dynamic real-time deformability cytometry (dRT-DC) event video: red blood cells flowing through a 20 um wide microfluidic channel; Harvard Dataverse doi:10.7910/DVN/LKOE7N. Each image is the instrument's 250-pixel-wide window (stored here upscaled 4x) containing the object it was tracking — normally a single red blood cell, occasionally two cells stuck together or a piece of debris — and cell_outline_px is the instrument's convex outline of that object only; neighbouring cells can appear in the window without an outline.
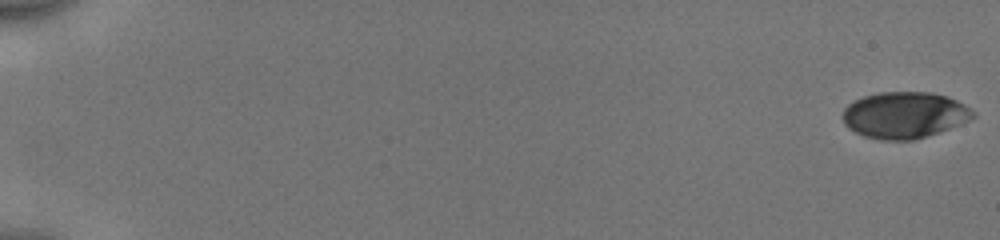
{"species": "human", "species_latin": "Homo sapiens", "temperature_condition": "cold", "stored_images_in_passage": 54, "camera_frame_rate_fps": 3000, "um_per_image_px": 0.085, "donor": {"sex": "male"}, "frame": {"image": 1, "passage_image": 1, "time_ms": 0.0, "image_size_px": [1000, 240], "cell_outline_px": [[976, 116], [960, 124], [940, 132], [912, 140], [880, 140], [864, 136], [848, 128], [844, 124], [844, 108], [848, 104], [864, 96], [880, 92], [932, 92], [948, 96], [964, 104], [976, 112]], "centroid_in_image_um": [76.9, 9.78], "position_along_channel_um": 8.1, "area_um2": 35.26}}
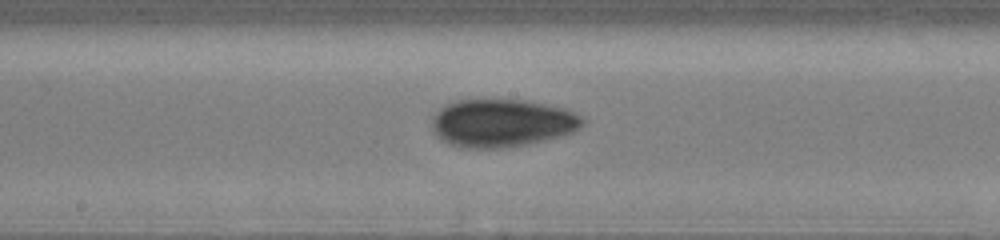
{"frame": {"image": 2, "passage_image": 31, "time_ms": 10.0, "image_size_px": [1000, 240], "cell_outline_px": [[584, 124], [580, 128], [572, 132], [560, 136], [528, 144], [500, 148], [460, 148], [448, 144], [440, 140], [432, 132], [432, 116], [444, 104], [456, 100], [524, 100], [564, 108], [584, 116]], "centroid_in_image_um": [42.63, 10.46], "position_along_channel_um": 205.6, "area_um2": 42.43}}
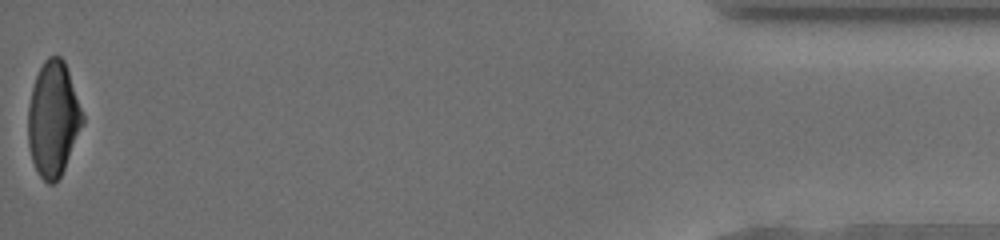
{"frame": {"image": 3, "passage_image": 54, "time_ms": 17.667, "image_size_px": [1000, 240], "cell_outline_px": [[84, 124], [64, 168], [60, 176], [52, 184], [48, 184], [40, 176], [32, 160], [28, 144], [28, 104], [32, 88], [36, 76], [44, 60], [48, 56], [60, 56], [64, 60], [84, 116]], "centroid_in_image_um": [4.52, 10.11], "position_along_channel_um": 430.7, "area_um2": 36.3}, "authors_computed_cell_mechanics": {"area_um2": 37.57, "velocity_mm_per_s": 3.9773, "shape_relaxation_time_tau1_ms": 3.0646, "shape_relaxation_time_tau2_ms": 2.7922, "deformation_change_tau1": 0.1297, "deformation_change_tau2": 0.0585}}